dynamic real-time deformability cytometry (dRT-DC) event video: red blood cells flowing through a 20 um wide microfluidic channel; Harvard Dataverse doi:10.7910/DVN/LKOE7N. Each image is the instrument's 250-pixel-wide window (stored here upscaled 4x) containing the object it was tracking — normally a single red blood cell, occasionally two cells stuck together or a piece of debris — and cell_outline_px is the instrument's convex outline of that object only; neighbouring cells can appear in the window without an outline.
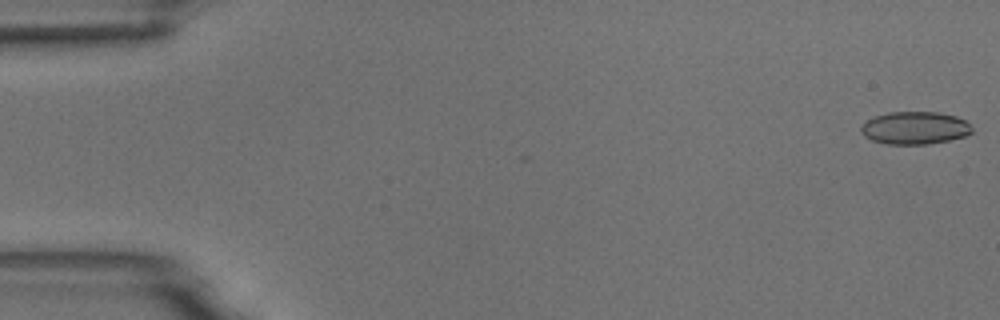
{"species": "common noctule bat (a hibernating species)", "species_latin": "Nyctalus noctula", "temperature_condition": "room temperature", "stored_images_in_passage": 54, "camera_frame_rate_fps": 3000, "um_per_image_px": 0.085, "animal": {"sex": "male", "body_mass_g": 18.8}, "frame": {"image": 1, "passage_image": 1, "time_ms": 0.0, "image_size_px": [1000, 320], "cell_outline_px": [[972, 132], [964, 136], [948, 140], [928, 144], [888, 144], [872, 140], [864, 136], [860, 132], [860, 128], [868, 120], [876, 116], [888, 112], [940, 112], [956, 116], [964, 120], [972, 128]], "centroid_in_image_um": [77.75, 10.87], "position_along_channel_um": 7.2, "area_um2": 20.98}}
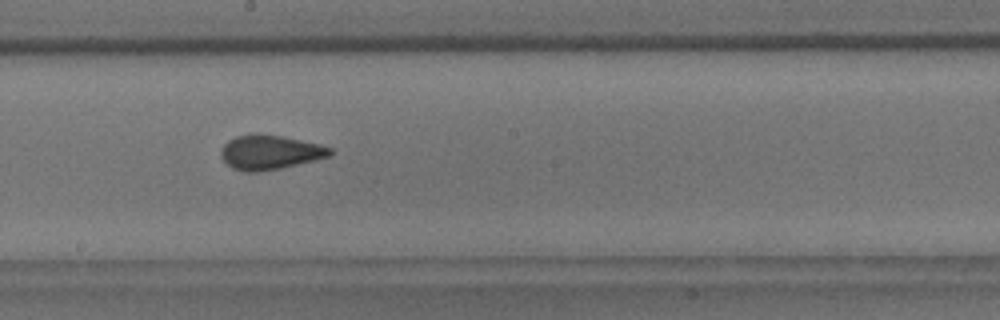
{"frame": {"image": 2, "passage_image": 30, "time_ms": 9.667, "image_size_px": [1000, 320], "cell_outline_px": [[332, 152], [328, 156], [316, 160], [280, 168], [256, 172], [244, 172], [232, 168], [224, 160], [220, 152], [220, 148], [228, 140], [236, 136], [252, 132], [256, 132], [284, 136], [320, 144], [332, 148]], "centroid_in_image_um": [22.92, 12.92], "position_along_channel_um": 225.3, "area_um2": 22.14}}
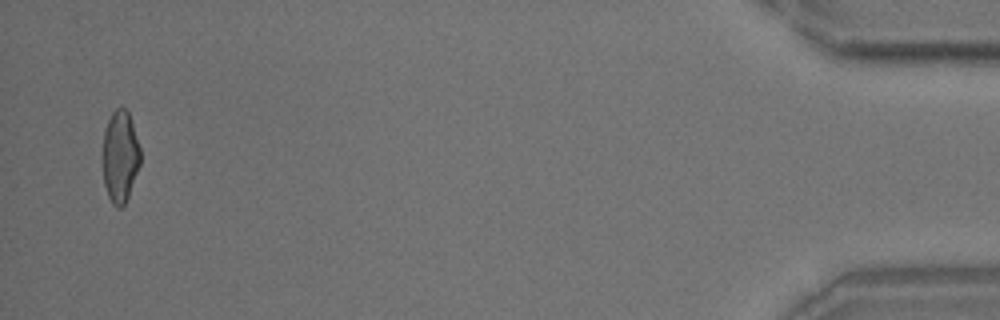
{"frame": {"image": 3, "passage_image": 53, "time_ms": 17.333, "image_size_px": [1000, 320], "cell_outline_px": [[140, 164], [128, 196], [124, 204], [120, 208], [116, 208], [112, 204], [108, 196], [104, 184], [100, 160], [100, 156], [104, 132], [108, 120], [112, 112], [116, 108], [124, 108], [128, 112], [140, 148]], "centroid_in_image_um": [10.16, 13.33], "position_along_channel_um": 425.0, "area_um2": 20.52}, "authors_computed_cell_mechanics": {"area_um2": 21.3282, "velocity_mm_per_s": 3.7286, "shape_relaxation_time_tau1_ms": 6.4721, "shape_relaxation_time_tau2_ms": 1.3961, "deformation_change_tau1": 0.1475, "deformation_change_tau2": 0.0776}}